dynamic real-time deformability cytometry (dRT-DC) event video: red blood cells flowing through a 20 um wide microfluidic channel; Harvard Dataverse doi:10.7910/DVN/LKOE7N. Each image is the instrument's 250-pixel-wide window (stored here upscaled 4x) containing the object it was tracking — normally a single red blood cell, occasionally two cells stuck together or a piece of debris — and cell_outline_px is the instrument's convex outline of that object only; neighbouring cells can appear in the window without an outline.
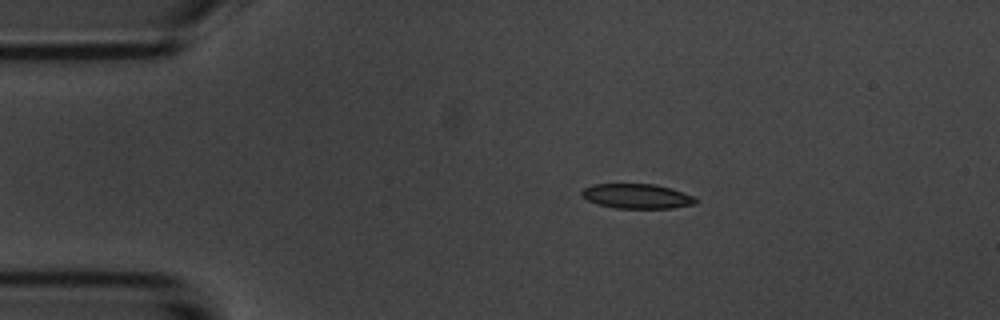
{"species": "common noctule bat (a hibernating species)", "species_latin": "Nyctalus noctula", "temperature_condition": "room temperature", "stored_images_in_passage": 3, "camera_frame_rate_fps": 3000, "um_per_image_px": 0.085, "animal": {"sex": "male", "body_mass_g": 20.1, "forearm_length_mm": 53.5}, "frame": {"image": 1, "passage_image": 1, "time_ms": 0.0, "image_size_px": [1000, 320], "cell_outline_px": [[696, 204], [672, 208], [616, 208], [596, 204], [580, 196], [580, 192], [584, 188], [592, 184], [656, 184], [696, 196]], "centroid_in_image_um": [54.12, 16.67], "position_along_channel_um": 30.9, "area_um2": 16.53}}
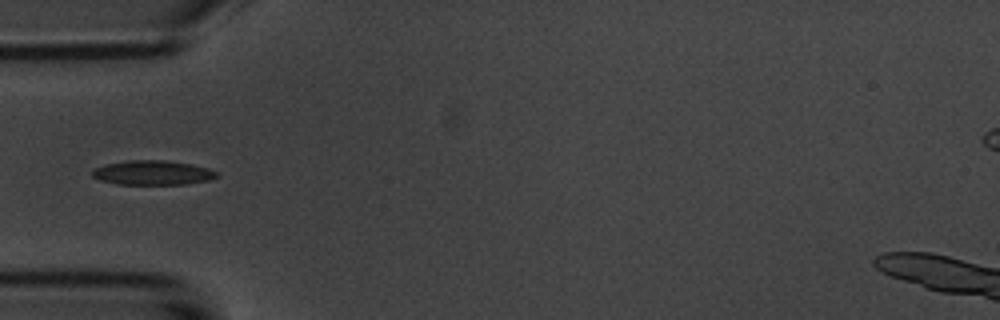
{"frame": {"image": 2, "passage_image": 3, "time_ms": 2.333, "image_size_px": [1000, 320], "cell_outline_px": [[216, 176], [208, 180], [184, 184], [116, 184], [100, 180], [92, 176], [92, 172], [96, 168], [108, 164], [128, 160], [164, 160], [192, 164], [208, 168], [216, 172]], "centroid_in_image_um": [12.96, 14.68], "position_along_channel_um": 72.0, "area_um2": 17.46}}